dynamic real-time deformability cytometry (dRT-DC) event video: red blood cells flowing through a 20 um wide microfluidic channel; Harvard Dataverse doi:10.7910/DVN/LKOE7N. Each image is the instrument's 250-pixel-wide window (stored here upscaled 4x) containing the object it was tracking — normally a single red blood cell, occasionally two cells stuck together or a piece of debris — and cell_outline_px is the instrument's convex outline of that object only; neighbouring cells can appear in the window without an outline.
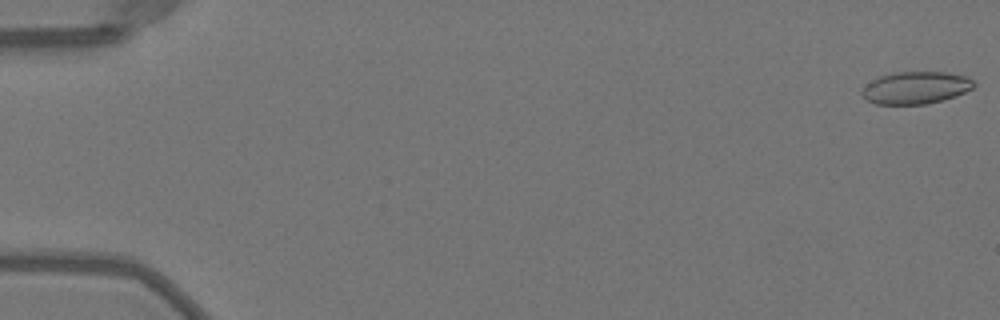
{"species": "Egyptian fruit bat (a non-hibernating species)", "species_latin": "Rousettus aegyptiacus", "temperature_condition": "warm", "stored_images_in_passage": 51, "camera_frame_rate_fps": 3000, "um_per_image_px": 0.085, "animal": {"sex": "female"}, "frame": {"image": 1, "passage_image": 1, "time_ms": 0.0, "image_size_px": [1000, 320], "cell_outline_px": [[976, 84], [972, 88], [956, 96], [924, 104], [876, 104], [868, 100], [860, 92], [872, 80], [880, 76], [896, 72], [944, 72], [968, 76]], "centroid_in_image_um": [77.86, 7.45], "position_along_channel_um": 7.1, "area_um2": 20.81}}
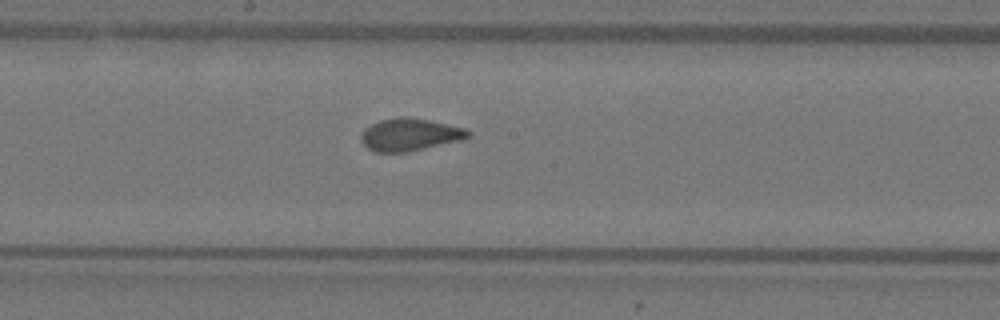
{"frame": {"image": 2, "passage_image": 28, "time_ms": 9.0, "image_size_px": [1000, 320], "cell_outline_px": [[472, 136], [464, 140], [408, 152], [376, 152], [368, 148], [360, 140], [360, 136], [364, 128], [380, 120], [404, 116], [428, 120], [468, 128], [472, 132]], "centroid_in_image_um": [34.9, 11.45], "position_along_channel_um": 213.3, "area_um2": 20.52}}
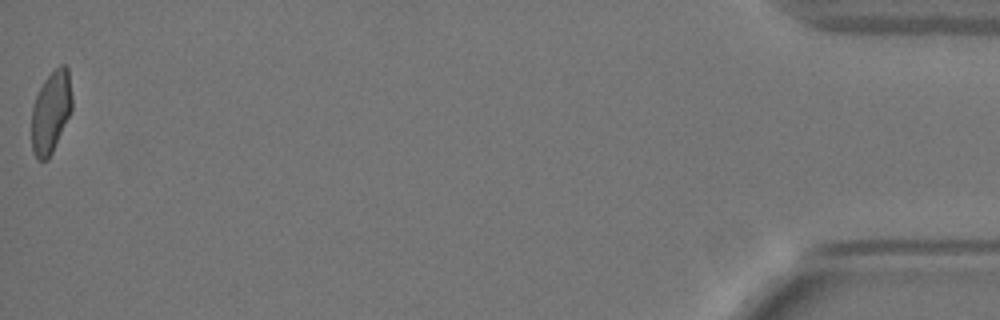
{"frame": {"image": 3, "passage_image": 51, "time_ms": 16.667, "image_size_px": [1000, 320], "cell_outline_px": [[72, 108], [52, 152], [48, 160], [36, 160], [32, 152], [32, 108], [36, 96], [44, 80], [60, 64], [64, 64], [68, 68], [72, 96]], "centroid_in_image_um": [4.32, 9.52], "position_along_channel_um": 430.9, "area_um2": 19.19}, "authors_computed_cell_mechanics": {"area_um2": 20.519, "velocity_mm_per_s": 4.0585, "shape_relaxation_time_tau1_ms": 9.0901, "shape_relaxation_time_tau2_ms": null, "deformation_change_tau1": 0.2032, "deformation_change_tau2": null}}